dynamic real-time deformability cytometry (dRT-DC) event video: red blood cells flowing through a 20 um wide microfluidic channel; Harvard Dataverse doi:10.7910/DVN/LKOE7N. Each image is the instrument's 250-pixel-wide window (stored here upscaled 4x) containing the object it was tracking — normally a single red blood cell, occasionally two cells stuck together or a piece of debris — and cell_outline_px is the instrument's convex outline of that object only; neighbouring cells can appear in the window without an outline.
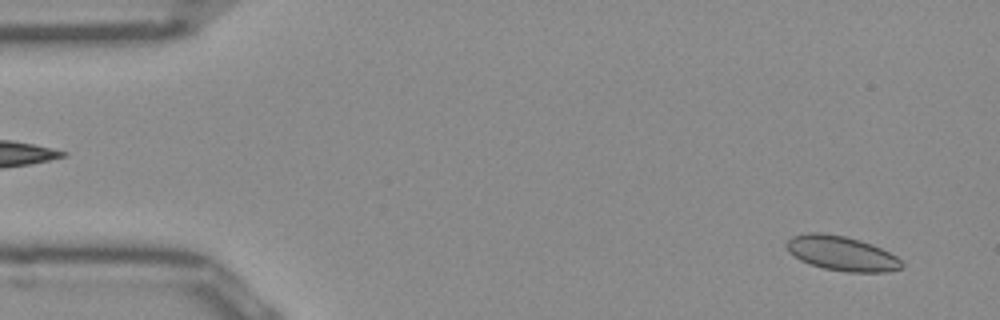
{"species": "Egyptian fruit bat (a non-hibernating species)", "species_latin": "Rousettus aegyptiacus", "temperature_condition": "room temperature", "stored_images_in_passage": 50, "camera_frame_rate_fps": 3000, "um_per_image_px": 0.085, "frame": {"image": 1, "passage_image": 3, "time_ms": 0.667, "image_size_px": [1000, 320], "cell_outline_px": [[904, 268], [888, 272], [848, 272], [824, 268], [808, 264], [800, 260], [788, 252], [784, 244], [792, 236], [808, 232], [820, 232], [844, 236], [860, 240], [872, 244], [896, 256], [904, 264]], "centroid_in_image_um": [71.52, 21.54], "position_along_channel_um": 13.5, "area_um2": 23.41}}
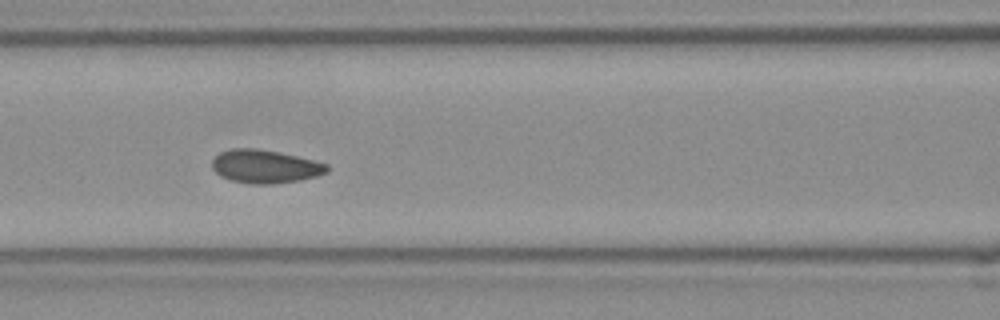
{"frame": {"image": 2, "passage_image": 21, "time_ms": 6.667, "image_size_px": [1000, 320], "cell_outline_px": [[328, 172], [316, 176], [300, 180], [272, 184], [248, 184], [228, 180], [220, 176], [212, 168], [212, 160], [220, 152], [232, 148], [256, 148], [296, 156], [328, 164]], "centroid_in_image_um": [22.49, 14.16], "position_along_channel_um": 144.1, "area_um2": 22.31}}
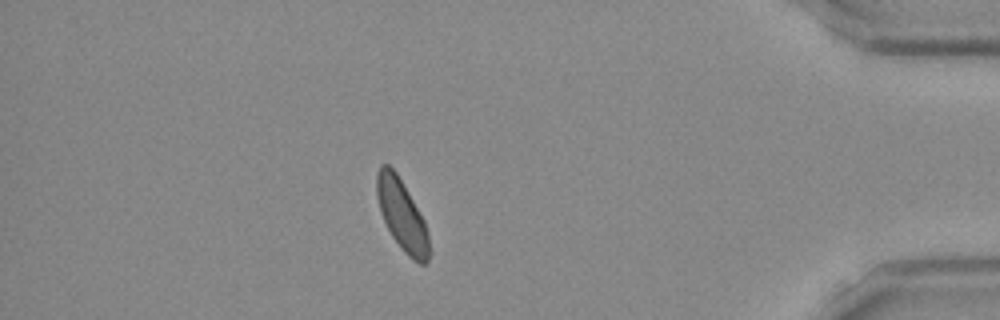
{"frame": {"image": 3, "passage_image": 44, "time_ms": 14.333, "image_size_px": [1000, 320], "cell_outline_px": [[428, 260], [424, 264], [420, 264], [412, 260], [400, 248], [392, 236], [380, 212], [376, 196], [376, 176], [380, 164], [388, 164], [396, 172], [424, 220], [428, 232]], "centroid_in_image_um": [34.13, 18.27], "position_along_channel_um": 401.1, "area_um2": 21.39}, "authors_computed_cell_mechanics": {"area_um2": 22.0507, "velocity_mm_per_s": 3.9433, "shape_relaxation_time_tau1_ms": null, "shape_relaxation_time_tau2_ms": 1.1345, "deformation_change_tau1": null, "deformation_change_tau2": 0.0489}}